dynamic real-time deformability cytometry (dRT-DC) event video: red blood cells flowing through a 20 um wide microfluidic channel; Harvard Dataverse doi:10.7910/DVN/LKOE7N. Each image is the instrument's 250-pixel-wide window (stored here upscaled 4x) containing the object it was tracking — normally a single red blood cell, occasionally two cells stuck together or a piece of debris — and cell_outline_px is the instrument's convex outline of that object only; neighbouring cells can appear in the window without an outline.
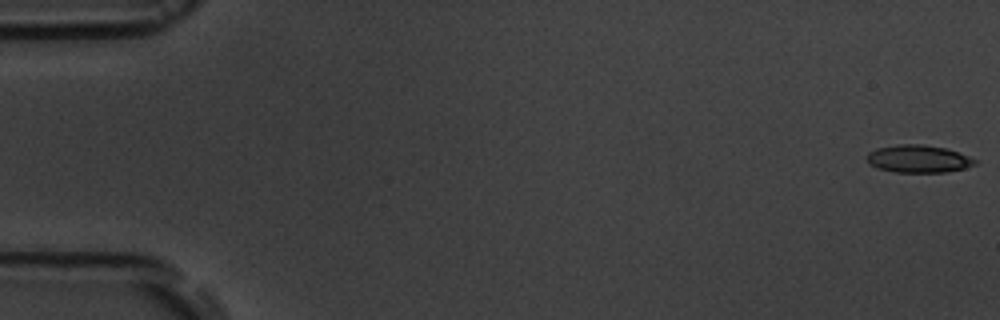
{"species": "common noctule bat (a hibernating species)", "species_latin": "Nyctalus noctula", "temperature_condition": "room temperature", "stored_images_in_passage": 4, "camera_frame_rate_fps": 3000, "um_per_image_px": 0.085, "animal": {"sex": "male", "body_mass_g": 19.5, "forearm_length_mm": 54.6}, "frame": {"image": 1, "passage_image": 1, "time_ms": 0.0, "image_size_px": [1000, 320], "cell_outline_px": [[976, 164], [964, 168], [944, 172], [896, 172], [880, 168], [868, 164], [868, 152], [876, 148], [896, 144], [924, 144], [944, 148], [968, 156], [976, 160]], "centroid_in_image_um": [78.03, 13.49], "position_along_channel_um": 7.0, "area_um2": 17.17}}